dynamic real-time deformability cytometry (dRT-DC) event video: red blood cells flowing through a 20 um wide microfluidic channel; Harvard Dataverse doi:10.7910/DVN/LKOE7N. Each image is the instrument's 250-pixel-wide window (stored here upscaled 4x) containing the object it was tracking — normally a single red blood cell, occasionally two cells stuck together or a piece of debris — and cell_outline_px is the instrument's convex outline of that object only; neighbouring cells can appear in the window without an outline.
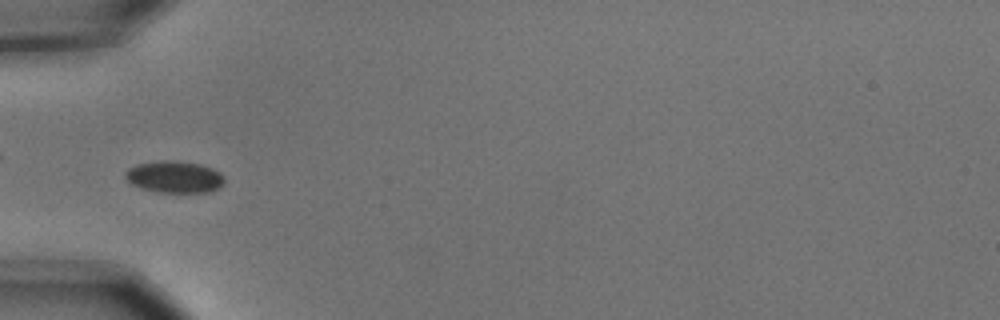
{"species": "common noctule bat (a hibernating species)", "species_latin": "Nyctalus noctula", "temperature_condition": "cold", "stored_images_in_passage": 6, "camera_frame_rate_fps": 3000, "um_per_image_px": 0.085, "animal": {"sex": "male", "body_mass_g": 15.6}, "frame": {"image": 1, "passage_image": 4, "time_ms": 1.0, "image_size_px": [1000, 320], "cell_outline_px": [[224, 184], [208, 192], [160, 192], [140, 188], [132, 184], [124, 176], [124, 172], [128, 168], [136, 164], [160, 160], [172, 160], [200, 164], [212, 168], [220, 172], [224, 176]], "centroid_in_image_um": [14.81, 15.02], "position_along_channel_um": 70.2, "area_um2": 18.44}}
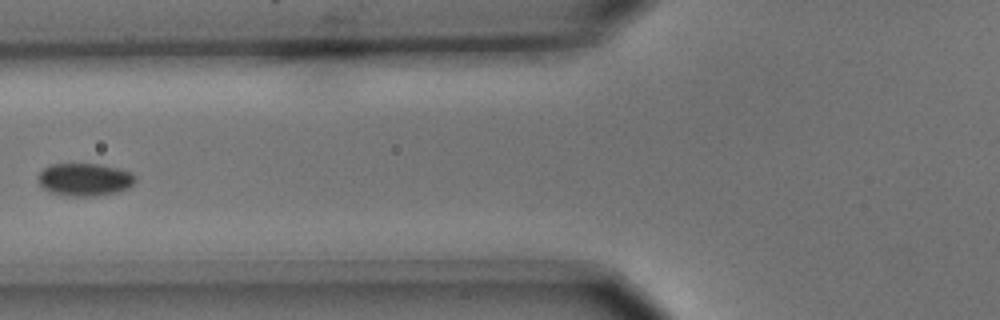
{"frame": {"image": 2, "passage_image": 5, "time_ms": 1.333, "image_size_px": [1000, 320], "cell_outline_px": [[136, 180], [128, 188], [120, 192], [96, 196], [72, 196], [48, 192], [40, 184], [36, 176], [44, 168], [52, 164], [100, 164], [132, 172], [136, 176]], "centroid_in_image_um": [7.21, 15.26], "position_along_channel_um": 118.6, "area_um2": 18.67}}
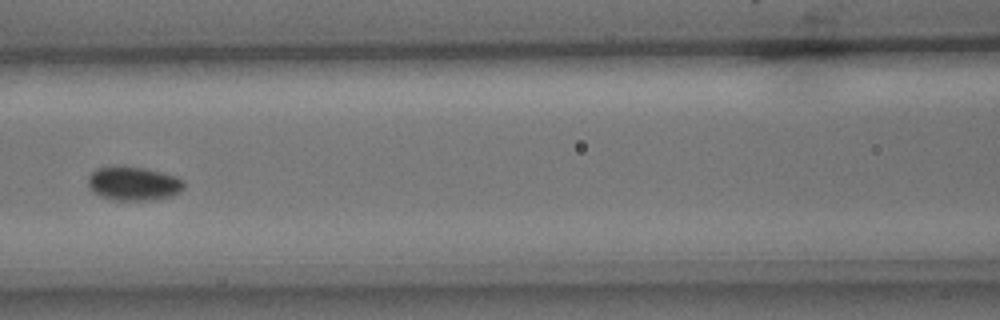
{"frame": {"image": 3, "passage_image": 6, "time_ms": 1.667, "image_size_px": [1000, 320], "cell_outline_px": [[184, 188], [180, 192], [172, 196], [160, 200], [112, 200], [100, 196], [92, 192], [88, 188], [88, 176], [96, 168], [144, 168], [176, 176], [184, 180]], "centroid_in_image_um": [11.37, 15.65], "position_along_channel_um": 155.2, "area_um2": 18.84}}